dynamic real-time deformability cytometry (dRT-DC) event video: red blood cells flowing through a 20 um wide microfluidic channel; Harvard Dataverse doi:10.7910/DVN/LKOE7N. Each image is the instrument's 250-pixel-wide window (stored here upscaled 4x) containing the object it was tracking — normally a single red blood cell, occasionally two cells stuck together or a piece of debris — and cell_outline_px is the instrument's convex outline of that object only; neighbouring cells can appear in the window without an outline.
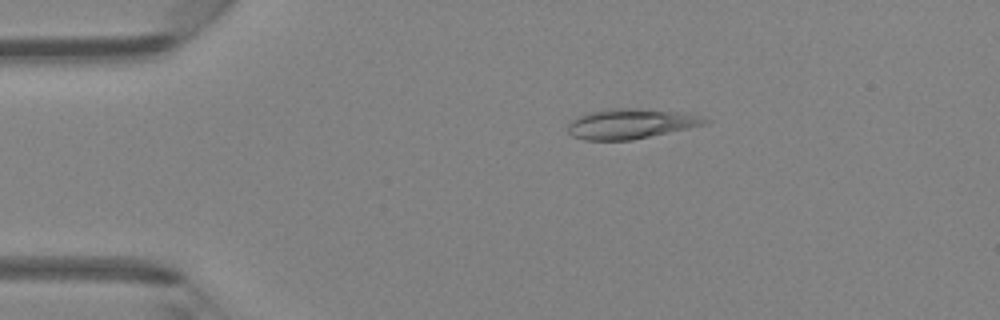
{"species": "Egyptian fruit bat (a non-hibernating species)", "species_latin": "Rousettus aegyptiacus", "temperature_condition": "room temperature", "stored_images_in_passage": 3, "camera_frame_rate_fps": 3000, "um_per_image_px": 0.085, "animal": {"sex": "female"}, "frame": {"image": 1, "passage_image": 2, "time_ms": 1.333, "image_size_px": [1000, 320], "cell_outline_px": [[712, 120], [704, 124], [688, 128], [632, 140], [584, 140], [572, 136], [568, 132], [568, 124], [572, 120], [588, 112], [604, 108], [644, 108], [676, 112], [696, 116]], "centroid_in_image_um": [53.54, 10.51], "position_along_channel_um": 31.5, "area_um2": 23.81}}